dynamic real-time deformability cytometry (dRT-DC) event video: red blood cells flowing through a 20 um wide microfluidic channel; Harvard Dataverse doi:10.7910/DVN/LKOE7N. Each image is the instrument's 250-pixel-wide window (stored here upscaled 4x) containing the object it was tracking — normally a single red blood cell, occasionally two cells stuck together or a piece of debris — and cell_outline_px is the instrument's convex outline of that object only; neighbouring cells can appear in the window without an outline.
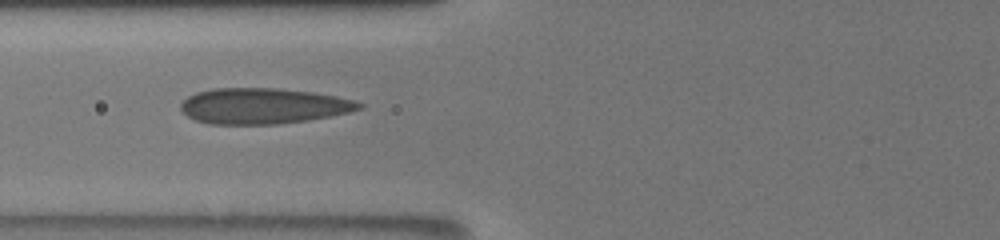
{"species": "human", "species_latin": "Homo sapiens", "temperature_condition": "room temperature", "stored_images_in_passage": 18, "camera_frame_rate_fps": 3000, "um_per_image_px": 0.085, "donor": {"sex": "male"}, "frame": {"image": 1, "passage_image": 3, "time_ms": 1.333, "image_size_px": [1000, 240], "cell_outline_px": [[364, 108], [348, 112], [308, 120], [280, 124], [208, 124], [196, 120], [180, 112], [180, 104], [188, 96], [196, 92], [212, 88], [276, 88], [312, 92], [336, 96], [356, 100], [364, 104]], "centroid_in_image_um": [22.35, 9.0], "position_along_channel_um": 103.4, "area_um2": 37.34}}
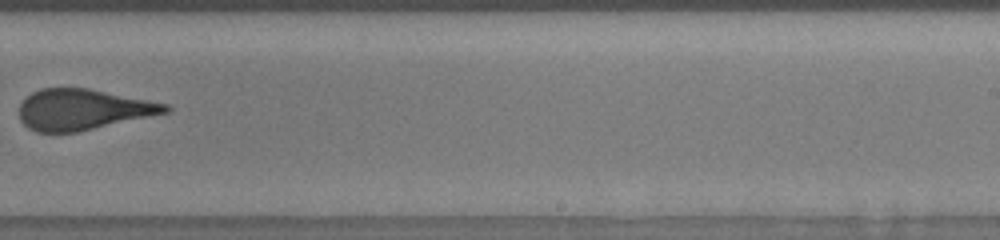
{"frame": {"image": 2, "passage_image": 13, "time_ms": 6.0, "image_size_px": [1000, 240], "cell_outline_px": [[172, 108], [168, 112], [76, 132], [36, 132], [28, 128], [20, 120], [20, 104], [32, 92], [40, 88], [88, 88], [168, 104]], "centroid_in_image_um": [7.02, 9.3], "position_along_channel_um": 282.0, "area_um2": 34.33}, "authors_computed_cell_mechanics": {"area_um2": 35.8938, "velocity_mm_per_s": 3.8322, "shape_relaxation_time_tau1_ms": 9.7427, "shape_relaxation_time_tau2_ms": 1.1482, "deformation_change_tau1": 0.252, "deformation_change_tau2": 0.0724}}